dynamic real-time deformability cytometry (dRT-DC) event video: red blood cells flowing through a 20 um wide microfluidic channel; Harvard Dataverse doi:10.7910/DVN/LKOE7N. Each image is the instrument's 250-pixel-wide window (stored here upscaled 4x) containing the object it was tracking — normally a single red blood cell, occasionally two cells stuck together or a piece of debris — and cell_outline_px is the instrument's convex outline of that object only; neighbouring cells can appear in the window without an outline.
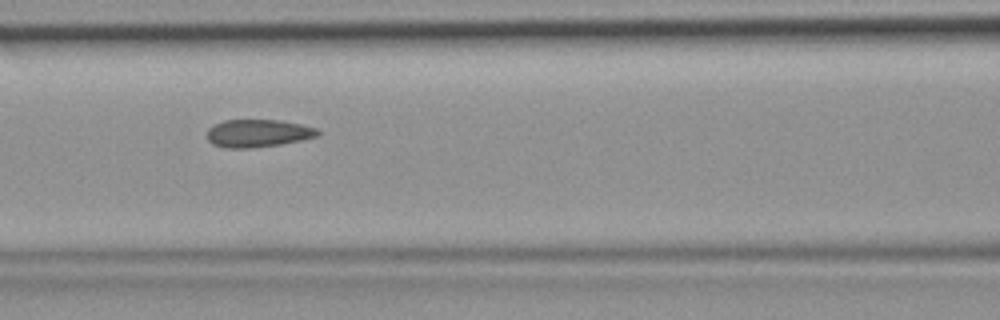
{"species": "common noctule bat (a hibernating species)", "species_latin": "Nyctalus noctula", "temperature_condition": "room temperature", "stored_images_in_passage": 28, "camera_frame_rate_fps": 3000, "um_per_image_px": 0.085, "animal": {"sex": "female", "body_mass_g": 19.9}, "frame": {"image": 1, "passage_image": 9, "time_ms": 2.667, "image_size_px": [1000, 320], "cell_outline_px": [[320, 132], [316, 136], [300, 140], [280, 144], [248, 148], [224, 148], [212, 144], [208, 140], [208, 128], [224, 120], [276, 120], [300, 124], [316, 128]], "centroid_in_image_um": [21.89, 11.33], "position_along_channel_um": 144.7, "area_um2": 17.63}}
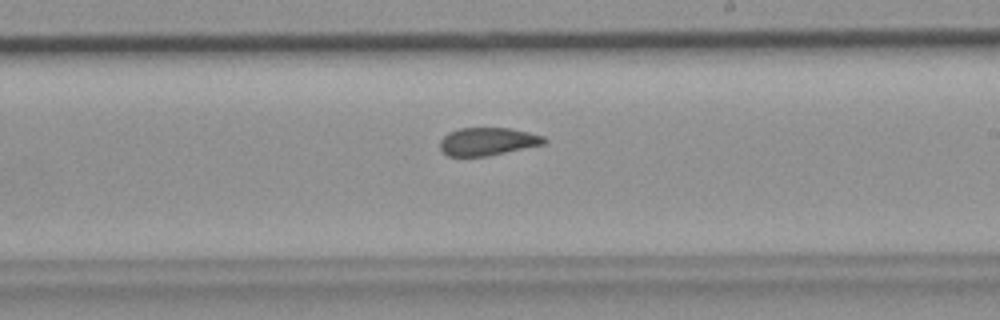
{"frame": {"image": 2, "passage_image": 16, "time_ms": 5.0, "image_size_px": [1000, 320], "cell_outline_px": [[548, 140], [544, 144], [488, 156], [448, 156], [440, 148], [440, 140], [448, 132], [460, 128], [508, 128], [528, 132], [544, 136]], "centroid_in_image_um": [41.45, 12.02], "position_along_channel_um": 247.6, "area_um2": 16.88}}